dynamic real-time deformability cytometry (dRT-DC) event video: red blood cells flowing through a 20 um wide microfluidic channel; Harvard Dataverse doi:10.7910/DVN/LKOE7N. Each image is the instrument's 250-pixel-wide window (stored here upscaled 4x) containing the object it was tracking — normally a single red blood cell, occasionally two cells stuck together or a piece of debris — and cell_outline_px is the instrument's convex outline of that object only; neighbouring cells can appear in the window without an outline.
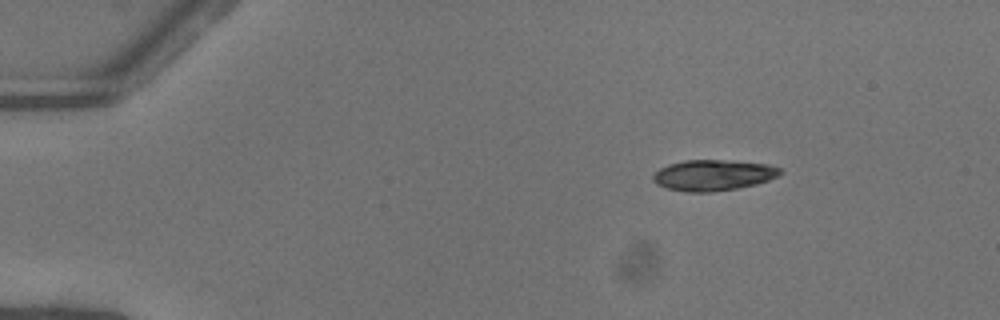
{"species": "common noctule bat (a hibernating species)", "species_latin": "Nyctalus noctula", "temperature_condition": "warm", "stored_images_in_passage": 44, "camera_frame_rate_fps": 3000, "um_per_image_px": 0.085, "animal": {"sex": "female"}, "frame": {"image": 1, "passage_image": 1, "time_ms": 0.0, "image_size_px": [1000, 320], "cell_outline_px": [[784, 172], [780, 176], [756, 184], [736, 188], [712, 192], [684, 192], [664, 188], [656, 184], [652, 180], [652, 176], [660, 168], [668, 164], [684, 160], [724, 160], [768, 164], [784, 168]], "centroid_in_image_um": [60.64, 14.89], "position_along_channel_um": 24.4, "area_um2": 23.18}}
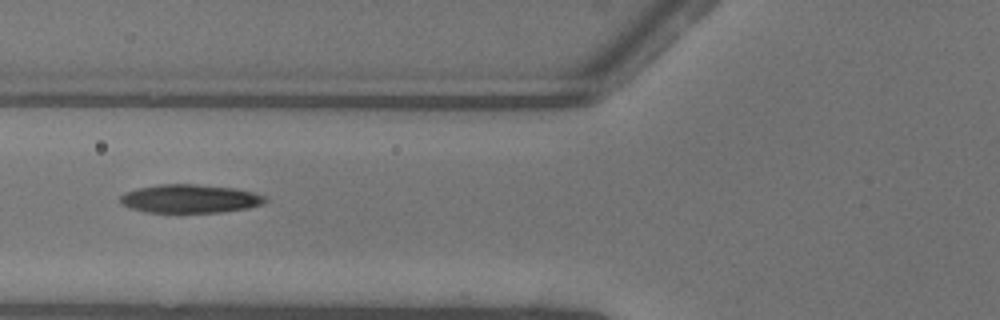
{"frame": {"image": 2, "passage_image": 14, "time_ms": 4.333, "image_size_px": [1000, 320], "cell_outline_px": [[268, 200], [264, 204], [248, 208], [220, 212], [148, 212], [132, 208], [120, 204], [120, 196], [124, 192], [140, 188], [160, 184], [196, 184], [236, 188], [252, 192], [264, 196]], "centroid_in_image_um": [16.16, 16.88], "position_along_channel_um": 109.6, "area_um2": 23.99}}
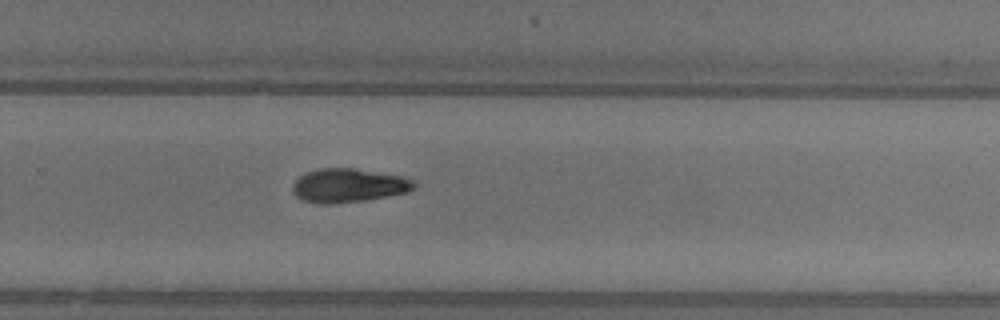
{"frame": {"image": 3, "passage_image": 28, "time_ms": 9.0, "image_size_px": [1000, 320], "cell_outline_px": [[416, 188], [408, 192], [364, 200], [336, 204], [320, 204], [304, 200], [296, 196], [292, 192], [292, 184], [300, 176], [308, 172], [320, 168], [352, 168], [404, 176], [412, 180], [416, 184]], "centroid_in_image_um": [29.62, 15.77], "position_along_channel_um": 300.2, "area_um2": 23.93}, "authors_computed_cell_mechanics": {"area_um2": 23.2356, "velocity_mm_per_s": 4.0819, "shape_relaxation_time_tau1_ms": 3.9462, "shape_relaxation_time_tau2_ms": null, "deformation_change_tau1": 0.1322, "deformation_change_tau2": null}}